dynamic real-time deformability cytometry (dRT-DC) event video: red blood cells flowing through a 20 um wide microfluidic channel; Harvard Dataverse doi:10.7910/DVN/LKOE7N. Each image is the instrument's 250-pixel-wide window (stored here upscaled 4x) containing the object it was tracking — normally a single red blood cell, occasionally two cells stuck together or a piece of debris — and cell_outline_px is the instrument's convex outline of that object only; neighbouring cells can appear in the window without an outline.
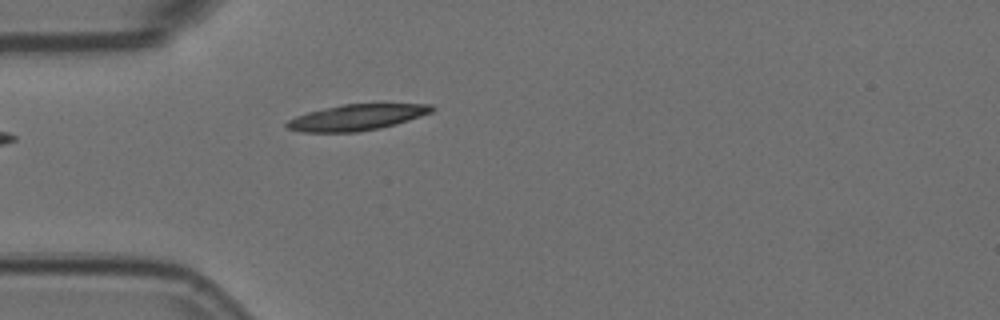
{"species": "Egyptian fruit bat (a non-hibernating species)", "species_latin": "Rousettus aegyptiacus", "temperature_condition": "room temperature", "stored_images_in_passage": 4, "camera_frame_rate_fps": 3000, "um_per_image_px": 0.085, "animal": {"sex": "female"}, "frame": {"image": 1, "passage_image": 4, "time_ms": 1.0, "image_size_px": [1000, 320], "cell_outline_px": [[436, 108], [432, 112], [396, 124], [380, 128], [360, 132], [300, 132], [288, 128], [284, 124], [288, 120], [296, 116], [308, 112], [324, 108], [344, 104], [432, 104]], "centroid_in_image_um": [30.32, 9.98], "position_along_channel_um": 54.7, "area_um2": 21.91}}